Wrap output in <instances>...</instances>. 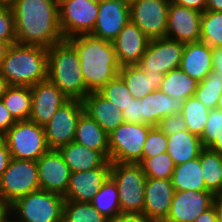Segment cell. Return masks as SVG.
Returning <instances> with one entry per match:
<instances>
[{"mask_svg":"<svg viewBox=\"0 0 222 222\" xmlns=\"http://www.w3.org/2000/svg\"><path fill=\"white\" fill-rule=\"evenodd\" d=\"M90 203L109 221L122 212L119 203L118 188L115 181L110 176L103 183L100 190L94 195Z\"/></svg>","mask_w":222,"mask_h":222,"instance_id":"obj_33","label":"cell"},{"mask_svg":"<svg viewBox=\"0 0 222 222\" xmlns=\"http://www.w3.org/2000/svg\"><path fill=\"white\" fill-rule=\"evenodd\" d=\"M40 189L64 196L71 170L57 149H49L37 160Z\"/></svg>","mask_w":222,"mask_h":222,"instance_id":"obj_16","label":"cell"},{"mask_svg":"<svg viewBox=\"0 0 222 222\" xmlns=\"http://www.w3.org/2000/svg\"><path fill=\"white\" fill-rule=\"evenodd\" d=\"M214 194L209 190L175 191L170 211L163 222H194L213 205Z\"/></svg>","mask_w":222,"mask_h":222,"instance_id":"obj_17","label":"cell"},{"mask_svg":"<svg viewBox=\"0 0 222 222\" xmlns=\"http://www.w3.org/2000/svg\"><path fill=\"white\" fill-rule=\"evenodd\" d=\"M179 68L197 82L213 71L212 47L203 41L185 44Z\"/></svg>","mask_w":222,"mask_h":222,"instance_id":"obj_22","label":"cell"},{"mask_svg":"<svg viewBox=\"0 0 222 222\" xmlns=\"http://www.w3.org/2000/svg\"><path fill=\"white\" fill-rule=\"evenodd\" d=\"M47 79L70 100H81L90 93L83 78L79 55L67 40L48 48Z\"/></svg>","mask_w":222,"mask_h":222,"instance_id":"obj_3","label":"cell"},{"mask_svg":"<svg viewBox=\"0 0 222 222\" xmlns=\"http://www.w3.org/2000/svg\"><path fill=\"white\" fill-rule=\"evenodd\" d=\"M124 122L127 123H139V124H147L141 118V100L132 99L130 103L127 105L126 109L123 111Z\"/></svg>","mask_w":222,"mask_h":222,"instance_id":"obj_44","label":"cell"},{"mask_svg":"<svg viewBox=\"0 0 222 222\" xmlns=\"http://www.w3.org/2000/svg\"><path fill=\"white\" fill-rule=\"evenodd\" d=\"M62 222H109L88 202L65 200Z\"/></svg>","mask_w":222,"mask_h":222,"instance_id":"obj_35","label":"cell"},{"mask_svg":"<svg viewBox=\"0 0 222 222\" xmlns=\"http://www.w3.org/2000/svg\"><path fill=\"white\" fill-rule=\"evenodd\" d=\"M202 13L170 1L166 38L187 44L201 39Z\"/></svg>","mask_w":222,"mask_h":222,"instance_id":"obj_14","label":"cell"},{"mask_svg":"<svg viewBox=\"0 0 222 222\" xmlns=\"http://www.w3.org/2000/svg\"><path fill=\"white\" fill-rule=\"evenodd\" d=\"M150 39L131 21L112 41L121 67L137 65L146 52Z\"/></svg>","mask_w":222,"mask_h":222,"instance_id":"obj_20","label":"cell"},{"mask_svg":"<svg viewBox=\"0 0 222 222\" xmlns=\"http://www.w3.org/2000/svg\"><path fill=\"white\" fill-rule=\"evenodd\" d=\"M206 10L222 12V0H207Z\"/></svg>","mask_w":222,"mask_h":222,"instance_id":"obj_53","label":"cell"},{"mask_svg":"<svg viewBox=\"0 0 222 222\" xmlns=\"http://www.w3.org/2000/svg\"><path fill=\"white\" fill-rule=\"evenodd\" d=\"M171 2L201 13L205 12L207 7V0H171Z\"/></svg>","mask_w":222,"mask_h":222,"instance_id":"obj_48","label":"cell"},{"mask_svg":"<svg viewBox=\"0 0 222 222\" xmlns=\"http://www.w3.org/2000/svg\"><path fill=\"white\" fill-rule=\"evenodd\" d=\"M184 101L171 98L157 89L141 99V118L151 126H157L162 118L182 111Z\"/></svg>","mask_w":222,"mask_h":222,"instance_id":"obj_24","label":"cell"},{"mask_svg":"<svg viewBox=\"0 0 222 222\" xmlns=\"http://www.w3.org/2000/svg\"><path fill=\"white\" fill-rule=\"evenodd\" d=\"M58 150L71 172L87 171L98 167H111V161L100 151L89 149L75 141L60 147Z\"/></svg>","mask_w":222,"mask_h":222,"instance_id":"obj_25","label":"cell"},{"mask_svg":"<svg viewBox=\"0 0 222 222\" xmlns=\"http://www.w3.org/2000/svg\"><path fill=\"white\" fill-rule=\"evenodd\" d=\"M171 0H136L129 4L130 21L150 40L165 38Z\"/></svg>","mask_w":222,"mask_h":222,"instance_id":"obj_11","label":"cell"},{"mask_svg":"<svg viewBox=\"0 0 222 222\" xmlns=\"http://www.w3.org/2000/svg\"><path fill=\"white\" fill-rule=\"evenodd\" d=\"M98 92L122 111L126 109L127 105L133 99L124 80L119 74L110 80Z\"/></svg>","mask_w":222,"mask_h":222,"instance_id":"obj_39","label":"cell"},{"mask_svg":"<svg viewBox=\"0 0 222 222\" xmlns=\"http://www.w3.org/2000/svg\"><path fill=\"white\" fill-rule=\"evenodd\" d=\"M167 135L157 126H153L146 138L143 147V158H152L167 152Z\"/></svg>","mask_w":222,"mask_h":222,"instance_id":"obj_41","label":"cell"},{"mask_svg":"<svg viewBox=\"0 0 222 222\" xmlns=\"http://www.w3.org/2000/svg\"><path fill=\"white\" fill-rule=\"evenodd\" d=\"M153 126L139 123H122L109 134V160L138 164L143 158V147Z\"/></svg>","mask_w":222,"mask_h":222,"instance_id":"obj_7","label":"cell"},{"mask_svg":"<svg viewBox=\"0 0 222 222\" xmlns=\"http://www.w3.org/2000/svg\"><path fill=\"white\" fill-rule=\"evenodd\" d=\"M3 137L14 159L37 161L49 150L44 127L29 120L16 121Z\"/></svg>","mask_w":222,"mask_h":222,"instance_id":"obj_8","label":"cell"},{"mask_svg":"<svg viewBox=\"0 0 222 222\" xmlns=\"http://www.w3.org/2000/svg\"><path fill=\"white\" fill-rule=\"evenodd\" d=\"M76 49L86 88L99 91L119 74L121 66L111 41L81 34L67 39Z\"/></svg>","mask_w":222,"mask_h":222,"instance_id":"obj_2","label":"cell"},{"mask_svg":"<svg viewBox=\"0 0 222 222\" xmlns=\"http://www.w3.org/2000/svg\"><path fill=\"white\" fill-rule=\"evenodd\" d=\"M123 1H125V2L128 3V4H131L132 2H134V1H136V0H123Z\"/></svg>","mask_w":222,"mask_h":222,"instance_id":"obj_59","label":"cell"},{"mask_svg":"<svg viewBox=\"0 0 222 222\" xmlns=\"http://www.w3.org/2000/svg\"><path fill=\"white\" fill-rule=\"evenodd\" d=\"M119 75L124 80L132 97L139 100L159 89L165 76L163 73L145 74L137 65L121 67Z\"/></svg>","mask_w":222,"mask_h":222,"instance_id":"obj_27","label":"cell"},{"mask_svg":"<svg viewBox=\"0 0 222 222\" xmlns=\"http://www.w3.org/2000/svg\"><path fill=\"white\" fill-rule=\"evenodd\" d=\"M110 168L98 167L87 171L71 172L64 199L90 203L110 176Z\"/></svg>","mask_w":222,"mask_h":222,"instance_id":"obj_21","label":"cell"},{"mask_svg":"<svg viewBox=\"0 0 222 222\" xmlns=\"http://www.w3.org/2000/svg\"><path fill=\"white\" fill-rule=\"evenodd\" d=\"M48 48L13 44L0 66L9 85L34 86L47 80Z\"/></svg>","mask_w":222,"mask_h":222,"instance_id":"obj_4","label":"cell"},{"mask_svg":"<svg viewBox=\"0 0 222 222\" xmlns=\"http://www.w3.org/2000/svg\"><path fill=\"white\" fill-rule=\"evenodd\" d=\"M15 2L16 0H0V5L11 7Z\"/></svg>","mask_w":222,"mask_h":222,"instance_id":"obj_57","label":"cell"},{"mask_svg":"<svg viewBox=\"0 0 222 222\" xmlns=\"http://www.w3.org/2000/svg\"><path fill=\"white\" fill-rule=\"evenodd\" d=\"M201 171L200 155L195 159L176 165L171 178L174 190H205V182Z\"/></svg>","mask_w":222,"mask_h":222,"instance_id":"obj_29","label":"cell"},{"mask_svg":"<svg viewBox=\"0 0 222 222\" xmlns=\"http://www.w3.org/2000/svg\"><path fill=\"white\" fill-rule=\"evenodd\" d=\"M185 44L168 38L150 40L137 66L145 74H167L181 63Z\"/></svg>","mask_w":222,"mask_h":222,"instance_id":"obj_12","label":"cell"},{"mask_svg":"<svg viewBox=\"0 0 222 222\" xmlns=\"http://www.w3.org/2000/svg\"><path fill=\"white\" fill-rule=\"evenodd\" d=\"M212 48L222 47V12L205 11L201 16V39Z\"/></svg>","mask_w":222,"mask_h":222,"instance_id":"obj_37","label":"cell"},{"mask_svg":"<svg viewBox=\"0 0 222 222\" xmlns=\"http://www.w3.org/2000/svg\"><path fill=\"white\" fill-rule=\"evenodd\" d=\"M110 177L118 188L122 212L143 213L146 175L139 164L111 162Z\"/></svg>","mask_w":222,"mask_h":222,"instance_id":"obj_6","label":"cell"},{"mask_svg":"<svg viewBox=\"0 0 222 222\" xmlns=\"http://www.w3.org/2000/svg\"><path fill=\"white\" fill-rule=\"evenodd\" d=\"M213 206L216 212L217 221L222 222V193L214 195Z\"/></svg>","mask_w":222,"mask_h":222,"instance_id":"obj_52","label":"cell"},{"mask_svg":"<svg viewBox=\"0 0 222 222\" xmlns=\"http://www.w3.org/2000/svg\"><path fill=\"white\" fill-rule=\"evenodd\" d=\"M157 128L167 136L187 130L186 122L183 119L181 112L162 118L158 123Z\"/></svg>","mask_w":222,"mask_h":222,"instance_id":"obj_43","label":"cell"},{"mask_svg":"<svg viewBox=\"0 0 222 222\" xmlns=\"http://www.w3.org/2000/svg\"><path fill=\"white\" fill-rule=\"evenodd\" d=\"M138 164L146 177L156 179H171L176 166L167 152L152 158H142Z\"/></svg>","mask_w":222,"mask_h":222,"instance_id":"obj_38","label":"cell"},{"mask_svg":"<svg viewBox=\"0 0 222 222\" xmlns=\"http://www.w3.org/2000/svg\"><path fill=\"white\" fill-rule=\"evenodd\" d=\"M9 86L10 85L8 84V81L6 80L0 69V100L4 96Z\"/></svg>","mask_w":222,"mask_h":222,"instance_id":"obj_54","label":"cell"},{"mask_svg":"<svg viewBox=\"0 0 222 222\" xmlns=\"http://www.w3.org/2000/svg\"><path fill=\"white\" fill-rule=\"evenodd\" d=\"M130 21L129 4L123 0H99L93 36L113 41Z\"/></svg>","mask_w":222,"mask_h":222,"instance_id":"obj_18","label":"cell"},{"mask_svg":"<svg viewBox=\"0 0 222 222\" xmlns=\"http://www.w3.org/2000/svg\"><path fill=\"white\" fill-rule=\"evenodd\" d=\"M222 134V110L212 109L208 115L203 134L200 136L203 148H210Z\"/></svg>","mask_w":222,"mask_h":222,"instance_id":"obj_40","label":"cell"},{"mask_svg":"<svg viewBox=\"0 0 222 222\" xmlns=\"http://www.w3.org/2000/svg\"><path fill=\"white\" fill-rule=\"evenodd\" d=\"M198 82L188 76L179 67L171 70L164 76L159 90L171 98H177L185 101L194 96Z\"/></svg>","mask_w":222,"mask_h":222,"instance_id":"obj_30","label":"cell"},{"mask_svg":"<svg viewBox=\"0 0 222 222\" xmlns=\"http://www.w3.org/2000/svg\"><path fill=\"white\" fill-rule=\"evenodd\" d=\"M11 219V205L0 199V222H8Z\"/></svg>","mask_w":222,"mask_h":222,"instance_id":"obj_51","label":"cell"},{"mask_svg":"<svg viewBox=\"0 0 222 222\" xmlns=\"http://www.w3.org/2000/svg\"><path fill=\"white\" fill-rule=\"evenodd\" d=\"M222 93V77L215 71H211L206 78L198 82L195 97L212 110L217 107L218 99Z\"/></svg>","mask_w":222,"mask_h":222,"instance_id":"obj_36","label":"cell"},{"mask_svg":"<svg viewBox=\"0 0 222 222\" xmlns=\"http://www.w3.org/2000/svg\"><path fill=\"white\" fill-rule=\"evenodd\" d=\"M74 141L100 151L109 160V135L85 111L78 120Z\"/></svg>","mask_w":222,"mask_h":222,"instance_id":"obj_26","label":"cell"},{"mask_svg":"<svg viewBox=\"0 0 222 222\" xmlns=\"http://www.w3.org/2000/svg\"><path fill=\"white\" fill-rule=\"evenodd\" d=\"M167 153L175 165L185 163L199 157L204 149L199 136L188 130L167 136Z\"/></svg>","mask_w":222,"mask_h":222,"instance_id":"obj_28","label":"cell"},{"mask_svg":"<svg viewBox=\"0 0 222 222\" xmlns=\"http://www.w3.org/2000/svg\"><path fill=\"white\" fill-rule=\"evenodd\" d=\"M40 189L37 161L11 158L0 178V199L8 204Z\"/></svg>","mask_w":222,"mask_h":222,"instance_id":"obj_9","label":"cell"},{"mask_svg":"<svg viewBox=\"0 0 222 222\" xmlns=\"http://www.w3.org/2000/svg\"><path fill=\"white\" fill-rule=\"evenodd\" d=\"M10 160L11 154L9 152L6 140L3 136H0V178L8 168Z\"/></svg>","mask_w":222,"mask_h":222,"instance_id":"obj_47","label":"cell"},{"mask_svg":"<svg viewBox=\"0 0 222 222\" xmlns=\"http://www.w3.org/2000/svg\"><path fill=\"white\" fill-rule=\"evenodd\" d=\"M10 46V43L0 40V66L4 58L6 57L7 51Z\"/></svg>","mask_w":222,"mask_h":222,"instance_id":"obj_55","label":"cell"},{"mask_svg":"<svg viewBox=\"0 0 222 222\" xmlns=\"http://www.w3.org/2000/svg\"><path fill=\"white\" fill-rule=\"evenodd\" d=\"M32 106L29 121L45 126L56 111L70 99L51 81L44 80L30 87Z\"/></svg>","mask_w":222,"mask_h":222,"instance_id":"obj_15","label":"cell"},{"mask_svg":"<svg viewBox=\"0 0 222 222\" xmlns=\"http://www.w3.org/2000/svg\"><path fill=\"white\" fill-rule=\"evenodd\" d=\"M1 100L15 121L29 119L32 106L30 86L10 85Z\"/></svg>","mask_w":222,"mask_h":222,"instance_id":"obj_31","label":"cell"},{"mask_svg":"<svg viewBox=\"0 0 222 222\" xmlns=\"http://www.w3.org/2000/svg\"><path fill=\"white\" fill-rule=\"evenodd\" d=\"M15 122L3 101L0 100V136H3Z\"/></svg>","mask_w":222,"mask_h":222,"instance_id":"obj_45","label":"cell"},{"mask_svg":"<svg viewBox=\"0 0 222 222\" xmlns=\"http://www.w3.org/2000/svg\"><path fill=\"white\" fill-rule=\"evenodd\" d=\"M209 113L210 109L205 107L195 96L184 101L181 111L187 130L199 137L203 134Z\"/></svg>","mask_w":222,"mask_h":222,"instance_id":"obj_34","label":"cell"},{"mask_svg":"<svg viewBox=\"0 0 222 222\" xmlns=\"http://www.w3.org/2000/svg\"><path fill=\"white\" fill-rule=\"evenodd\" d=\"M212 67L222 77V47L212 48Z\"/></svg>","mask_w":222,"mask_h":222,"instance_id":"obj_49","label":"cell"},{"mask_svg":"<svg viewBox=\"0 0 222 222\" xmlns=\"http://www.w3.org/2000/svg\"><path fill=\"white\" fill-rule=\"evenodd\" d=\"M81 100H69L61 106L45 125L44 133L49 149H59L74 141L80 115L84 112Z\"/></svg>","mask_w":222,"mask_h":222,"instance_id":"obj_13","label":"cell"},{"mask_svg":"<svg viewBox=\"0 0 222 222\" xmlns=\"http://www.w3.org/2000/svg\"><path fill=\"white\" fill-rule=\"evenodd\" d=\"M216 108L222 110V93H221V95H220V97L218 99V103H217V107Z\"/></svg>","mask_w":222,"mask_h":222,"instance_id":"obj_58","label":"cell"},{"mask_svg":"<svg viewBox=\"0 0 222 222\" xmlns=\"http://www.w3.org/2000/svg\"><path fill=\"white\" fill-rule=\"evenodd\" d=\"M174 192L171 179L147 177L143 213L153 222H163L170 211Z\"/></svg>","mask_w":222,"mask_h":222,"instance_id":"obj_19","label":"cell"},{"mask_svg":"<svg viewBox=\"0 0 222 222\" xmlns=\"http://www.w3.org/2000/svg\"><path fill=\"white\" fill-rule=\"evenodd\" d=\"M11 8L17 44L50 48L64 40L58 0H16Z\"/></svg>","mask_w":222,"mask_h":222,"instance_id":"obj_1","label":"cell"},{"mask_svg":"<svg viewBox=\"0 0 222 222\" xmlns=\"http://www.w3.org/2000/svg\"><path fill=\"white\" fill-rule=\"evenodd\" d=\"M109 222H153L144 213L121 212Z\"/></svg>","mask_w":222,"mask_h":222,"instance_id":"obj_46","label":"cell"},{"mask_svg":"<svg viewBox=\"0 0 222 222\" xmlns=\"http://www.w3.org/2000/svg\"><path fill=\"white\" fill-rule=\"evenodd\" d=\"M201 175L205 182V190L214 195L222 193V161L219 153L204 148L200 152Z\"/></svg>","mask_w":222,"mask_h":222,"instance_id":"obj_32","label":"cell"},{"mask_svg":"<svg viewBox=\"0 0 222 222\" xmlns=\"http://www.w3.org/2000/svg\"><path fill=\"white\" fill-rule=\"evenodd\" d=\"M84 110L109 135L124 123L123 111L105 99L98 91L90 92L83 100Z\"/></svg>","mask_w":222,"mask_h":222,"instance_id":"obj_23","label":"cell"},{"mask_svg":"<svg viewBox=\"0 0 222 222\" xmlns=\"http://www.w3.org/2000/svg\"><path fill=\"white\" fill-rule=\"evenodd\" d=\"M59 24L64 39L81 34H90L99 10L95 0H58Z\"/></svg>","mask_w":222,"mask_h":222,"instance_id":"obj_10","label":"cell"},{"mask_svg":"<svg viewBox=\"0 0 222 222\" xmlns=\"http://www.w3.org/2000/svg\"><path fill=\"white\" fill-rule=\"evenodd\" d=\"M64 197L39 189L11 204L13 222H62Z\"/></svg>","mask_w":222,"mask_h":222,"instance_id":"obj_5","label":"cell"},{"mask_svg":"<svg viewBox=\"0 0 222 222\" xmlns=\"http://www.w3.org/2000/svg\"><path fill=\"white\" fill-rule=\"evenodd\" d=\"M194 222H218L214 206L200 214Z\"/></svg>","mask_w":222,"mask_h":222,"instance_id":"obj_50","label":"cell"},{"mask_svg":"<svg viewBox=\"0 0 222 222\" xmlns=\"http://www.w3.org/2000/svg\"><path fill=\"white\" fill-rule=\"evenodd\" d=\"M209 149L222 155V134L219 135L217 141Z\"/></svg>","mask_w":222,"mask_h":222,"instance_id":"obj_56","label":"cell"},{"mask_svg":"<svg viewBox=\"0 0 222 222\" xmlns=\"http://www.w3.org/2000/svg\"><path fill=\"white\" fill-rule=\"evenodd\" d=\"M0 40L16 44L15 18L10 6L0 5Z\"/></svg>","mask_w":222,"mask_h":222,"instance_id":"obj_42","label":"cell"}]
</instances>
